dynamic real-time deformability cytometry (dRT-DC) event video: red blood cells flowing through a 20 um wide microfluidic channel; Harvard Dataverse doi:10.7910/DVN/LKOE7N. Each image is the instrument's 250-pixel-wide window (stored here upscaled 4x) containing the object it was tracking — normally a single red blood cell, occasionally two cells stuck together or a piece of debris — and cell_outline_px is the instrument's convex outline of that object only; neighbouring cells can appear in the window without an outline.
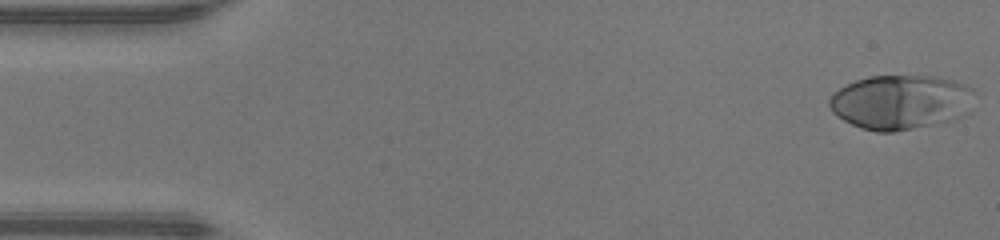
{"species": "human", "species_latin": "Homo sapiens", "temperature_condition": "warm", "stored_images_in_passage": 47, "camera_frame_rate_fps": 3000, "um_per_image_px": 0.085, "donor": {"sex": "male"}, "frame": {"image": 1, "passage_image": 1, "time_ms": 0.0, "image_size_px": [1000, 240], "cell_outline_px": [[976, 92], [948, 120], [892, 132], [876, 132], [860, 128], [836, 116], [832, 112], [828, 104], [828, 100], [832, 92], [856, 80], [868, 76], [932, 76], [956, 80], [972, 88]], "centroid_in_image_um": [76.38, 8.64], "position_along_channel_um": 8.6, "area_um2": 44.85}}
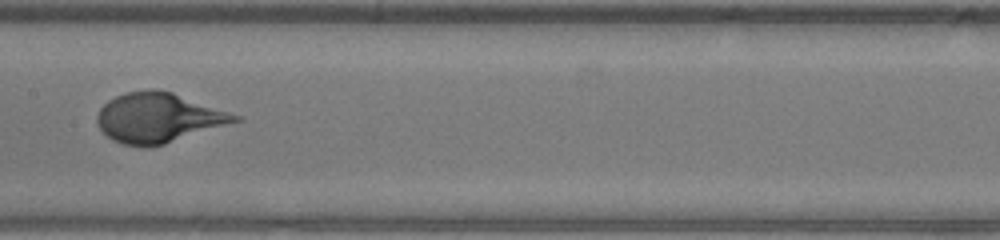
{"frame": {"image": 2, "passage_image": 23, "time_ms": 7.333, "image_size_px": [1000, 240], "cell_outline_px": [[244, 120], [164, 144], [148, 148], [144, 148], [124, 144], [112, 140], [100, 128], [96, 120], [96, 116], [100, 108], [108, 100], [124, 92], [152, 88], [172, 92], [244, 116]], "centroid_in_image_um": [13.5, 10.01], "position_along_channel_um": 193.9, "area_um2": 40.4}}
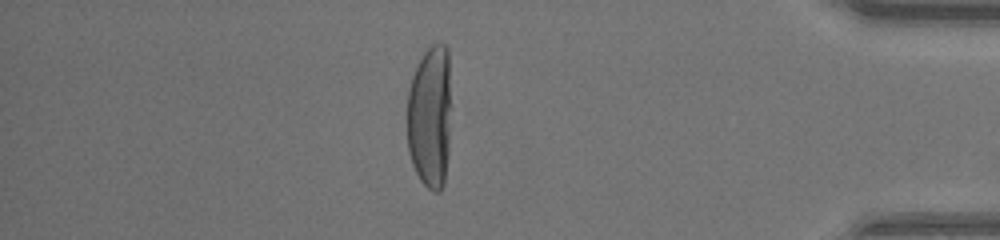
{"frame": {"image": 3, "passage_image": 40, "time_ms": 13.0, "image_size_px": [1000, 240], "cell_outline_px": [[452, 108], [448, 152], [444, 184], [440, 192], [432, 192], [420, 180], [412, 164], [408, 152], [408, 92], [412, 76], [424, 52], [432, 44], [444, 44], [448, 48]], "centroid_in_image_um": [36.59, 9.92], "position_along_channel_um": 398.6, "area_um2": 37.63}}